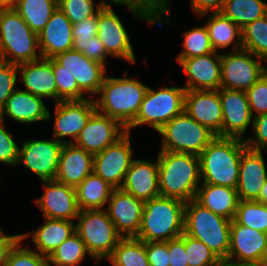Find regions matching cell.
<instances>
[{
	"mask_svg": "<svg viewBox=\"0 0 267 266\" xmlns=\"http://www.w3.org/2000/svg\"><path fill=\"white\" fill-rule=\"evenodd\" d=\"M146 20L147 23L153 22L163 24V16L168 20L169 0H127Z\"/></svg>",
	"mask_w": 267,
	"mask_h": 266,
	"instance_id": "44",
	"label": "cell"
},
{
	"mask_svg": "<svg viewBox=\"0 0 267 266\" xmlns=\"http://www.w3.org/2000/svg\"><path fill=\"white\" fill-rule=\"evenodd\" d=\"M17 65L7 62L0 64V111L4 107L6 100L16 90Z\"/></svg>",
	"mask_w": 267,
	"mask_h": 266,
	"instance_id": "47",
	"label": "cell"
},
{
	"mask_svg": "<svg viewBox=\"0 0 267 266\" xmlns=\"http://www.w3.org/2000/svg\"><path fill=\"white\" fill-rule=\"evenodd\" d=\"M73 50L79 51L85 55L86 58L99 62L105 65V59L108 53L105 50L104 44L100 41L98 36H94L87 42H73Z\"/></svg>",
	"mask_w": 267,
	"mask_h": 266,
	"instance_id": "48",
	"label": "cell"
},
{
	"mask_svg": "<svg viewBox=\"0 0 267 266\" xmlns=\"http://www.w3.org/2000/svg\"><path fill=\"white\" fill-rule=\"evenodd\" d=\"M266 256L267 233L238 224L233 219L230 228L227 266L264 263Z\"/></svg>",
	"mask_w": 267,
	"mask_h": 266,
	"instance_id": "11",
	"label": "cell"
},
{
	"mask_svg": "<svg viewBox=\"0 0 267 266\" xmlns=\"http://www.w3.org/2000/svg\"><path fill=\"white\" fill-rule=\"evenodd\" d=\"M111 2H113V4L116 5H125L127 6V8L129 9L130 13L134 16L137 17L139 20H145L147 21L127 0H110Z\"/></svg>",
	"mask_w": 267,
	"mask_h": 266,
	"instance_id": "55",
	"label": "cell"
},
{
	"mask_svg": "<svg viewBox=\"0 0 267 266\" xmlns=\"http://www.w3.org/2000/svg\"><path fill=\"white\" fill-rule=\"evenodd\" d=\"M86 253L85 243L75 232L64 240L48 257L49 263L54 266H76L82 262Z\"/></svg>",
	"mask_w": 267,
	"mask_h": 266,
	"instance_id": "36",
	"label": "cell"
},
{
	"mask_svg": "<svg viewBox=\"0 0 267 266\" xmlns=\"http://www.w3.org/2000/svg\"><path fill=\"white\" fill-rule=\"evenodd\" d=\"M267 180V170L262 151L246 149L240 160L239 179L236 186L239 200L258 201L259 193Z\"/></svg>",
	"mask_w": 267,
	"mask_h": 266,
	"instance_id": "26",
	"label": "cell"
},
{
	"mask_svg": "<svg viewBox=\"0 0 267 266\" xmlns=\"http://www.w3.org/2000/svg\"><path fill=\"white\" fill-rule=\"evenodd\" d=\"M246 95L253 118L267 113V72L246 91Z\"/></svg>",
	"mask_w": 267,
	"mask_h": 266,
	"instance_id": "45",
	"label": "cell"
},
{
	"mask_svg": "<svg viewBox=\"0 0 267 266\" xmlns=\"http://www.w3.org/2000/svg\"><path fill=\"white\" fill-rule=\"evenodd\" d=\"M98 15L73 24V42H87L97 35Z\"/></svg>",
	"mask_w": 267,
	"mask_h": 266,
	"instance_id": "51",
	"label": "cell"
},
{
	"mask_svg": "<svg viewBox=\"0 0 267 266\" xmlns=\"http://www.w3.org/2000/svg\"><path fill=\"white\" fill-rule=\"evenodd\" d=\"M52 70L56 80V103L60 101L83 100L88 97L79 89L72 74L51 58Z\"/></svg>",
	"mask_w": 267,
	"mask_h": 266,
	"instance_id": "41",
	"label": "cell"
},
{
	"mask_svg": "<svg viewBox=\"0 0 267 266\" xmlns=\"http://www.w3.org/2000/svg\"><path fill=\"white\" fill-rule=\"evenodd\" d=\"M234 220L238 224L267 233V205L259 201L239 200Z\"/></svg>",
	"mask_w": 267,
	"mask_h": 266,
	"instance_id": "38",
	"label": "cell"
},
{
	"mask_svg": "<svg viewBox=\"0 0 267 266\" xmlns=\"http://www.w3.org/2000/svg\"><path fill=\"white\" fill-rule=\"evenodd\" d=\"M224 2L225 0H191V8L201 18L210 11L211 13L221 12Z\"/></svg>",
	"mask_w": 267,
	"mask_h": 266,
	"instance_id": "53",
	"label": "cell"
},
{
	"mask_svg": "<svg viewBox=\"0 0 267 266\" xmlns=\"http://www.w3.org/2000/svg\"><path fill=\"white\" fill-rule=\"evenodd\" d=\"M187 75L186 90H218L221 88V54L217 51L177 60Z\"/></svg>",
	"mask_w": 267,
	"mask_h": 266,
	"instance_id": "21",
	"label": "cell"
},
{
	"mask_svg": "<svg viewBox=\"0 0 267 266\" xmlns=\"http://www.w3.org/2000/svg\"><path fill=\"white\" fill-rule=\"evenodd\" d=\"M184 111L216 136L222 137L223 111L218 90H186Z\"/></svg>",
	"mask_w": 267,
	"mask_h": 266,
	"instance_id": "19",
	"label": "cell"
},
{
	"mask_svg": "<svg viewBox=\"0 0 267 266\" xmlns=\"http://www.w3.org/2000/svg\"><path fill=\"white\" fill-rule=\"evenodd\" d=\"M57 6L72 24L97 16L100 9H112L104 0L97 3V9L94 7L93 0H57Z\"/></svg>",
	"mask_w": 267,
	"mask_h": 266,
	"instance_id": "40",
	"label": "cell"
},
{
	"mask_svg": "<svg viewBox=\"0 0 267 266\" xmlns=\"http://www.w3.org/2000/svg\"><path fill=\"white\" fill-rule=\"evenodd\" d=\"M75 190L79 210H96L106 205L114 188L93 172Z\"/></svg>",
	"mask_w": 267,
	"mask_h": 266,
	"instance_id": "31",
	"label": "cell"
},
{
	"mask_svg": "<svg viewBox=\"0 0 267 266\" xmlns=\"http://www.w3.org/2000/svg\"><path fill=\"white\" fill-rule=\"evenodd\" d=\"M258 201L264 205H267V180L259 193Z\"/></svg>",
	"mask_w": 267,
	"mask_h": 266,
	"instance_id": "56",
	"label": "cell"
},
{
	"mask_svg": "<svg viewBox=\"0 0 267 266\" xmlns=\"http://www.w3.org/2000/svg\"><path fill=\"white\" fill-rule=\"evenodd\" d=\"M126 133L117 120L96 111L77 137L76 144L92 155H96L114 144Z\"/></svg>",
	"mask_w": 267,
	"mask_h": 266,
	"instance_id": "15",
	"label": "cell"
},
{
	"mask_svg": "<svg viewBox=\"0 0 267 266\" xmlns=\"http://www.w3.org/2000/svg\"><path fill=\"white\" fill-rule=\"evenodd\" d=\"M20 238L10 249L5 266H52L48 257L39 254L36 250L21 248Z\"/></svg>",
	"mask_w": 267,
	"mask_h": 266,
	"instance_id": "43",
	"label": "cell"
},
{
	"mask_svg": "<svg viewBox=\"0 0 267 266\" xmlns=\"http://www.w3.org/2000/svg\"><path fill=\"white\" fill-rule=\"evenodd\" d=\"M157 160L160 196L179 199L185 203L195 199L201 185L199 156L160 151Z\"/></svg>",
	"mask_w": 267,
	"mask_h": 266,
	"instance_id": "1",
	"label": "cell"
},
{
	"mask_svg": "<svg viewBox=\"0 0 267 266\" xmlns=\"http://www.w3.org/2000/svg\"><path fill=\"white\" fill-rule=\"evenodd\" d=\"M6 129L4 120L0 119V162L16 166L19 157V147Z\"/></svg>",
	"mask_w": 267,
	"mask_h": 266,
	"instance_id": "46",
	"label": "cell"
},
{
	"mask_svg": "<svg viewBox=\"0 0 267 266\" xmlns=\"http://www.w3.org/2000/svg\"><path fill=\"white\" fill-rule=\"evenodd\" d=\"M132 154L130 133L126 132L114 144L94 155L93 172L114 189L121 188L134 160Z\"/></svg>",
	"mask_w": 267,
	"mask_h": 266,
	"instance_id": "12",
	"label": "cell"
},
{
	"mask_svg": "<svg viewBox=\"0 0 267 266\" xmlns=\"http://www.w3.org/2000/svg\"><path fill=\"white\" fill-rule=\"evenodd\" d=\"M97 36L110 56L135 63L136 58L123 23L113 9L98 11Z\"/></svg>",
	"mask_w": 267,
	"mask_h": 266,
	"instance_id": "20",
	"label": "cell"
},
{
	"mask_svg": "<svg viewBox=\"0 0 267 266\" xmlns=\"http://www.w3.org/2000/svg\"><path fill=\"white\" fill-rule=\"evenodd\" d=\"M232 220L203 207L195 199L185 203L184 234L203 242L227 266Z\"/></svg>",
	"mask_w": 267,
	"mask_h": 266,
	"instance_id": "5",
	"label": "cell"
},
{
	"mask_svg": "<svg viewBox=\"0 0 267 266\" xmlns=\"http://www.w3.org/2000/svg\"><path fill=\"white\" fill-rule=\"evenodd\" d=\"M183 35L184 42L182 44L184 49L176 60L189 59L214 52L205 24L202 27H194L184 32Z\"/></svg>",
	"mask_w": 267,
	"mask_h": 266,
	"instance_id": "39",
	"label": "cell"
},
{
	"mask_svg": "<svg viewBox=\"0 0 267 266\" xmlns=\"http://www.w3.org/2000/svg\"><path fill=\"white\" fill-rule=\"evenodd\" d=\"M185 202L158 196L144 204L136 238L144 242H166L184 233Z\"/></svg>",
	"mask_w": 267,
	"mask_h": 266,
	"instance_id": "4",
	"label": "cell"
},
{
	"mask_svg": "<svg viewBox=\"0 0 267 266\" xmlns=\"http://www.w3.org/2000/svg\"><path fill=\"white\" fill-rule=\"evenodd\" d=\"M17 0H0V8H13Z\"/></svg>",
	"mask_w": 267,
	"mask_h": 266,
	"instance_id": "57",
	"label": "cell"
},
{
	"mask_svg": "<svg viewBox=\"0 0 267 266\" xmlns=\"http://www.w3.org/2000/svg\"><path fill=\"white\" fill-rule=\"evenodd\" d=\"M246 149L244 139L216 136L199 155L202 184L236 189L241 155Z\"/></svg>",
	"mask_w": 267,
	"mask_h": 266,
	"instance_id": "2",
	"label": "cell"
},
{
	"mask_svg": "<svg viewBox=\"0 0 267 266\" xmlns=\"http://www.w3.org/2000/svg\"><path fill=\"white\" fill-rule=\"evenodd\" d=\"M107 213L122 237H136L141 225L145 202L121 188L111 193Z\"/></svg>",
	"mask_w": 267,
	"mask_h": 266,
	"instance_id": "17",
	"label": "cell"
},
{
	"mask_svg": "<svg viewBox=\"0 0 267 266\" xmlns=\"http://www.w3.org/2000/svg\"><path fill=\"white\" fill-rule=\"evenodd\" d=\"M255 137L245 140L246 147L255 151H267V113L253 118Z\"/></svg>",
	"mask_w": 267,
	"mask_h": 266,
	"instance_id": "49",
	"label": "cell"
},
{
	"mask_svg": "<svg viewBox=\"0 0 267 266\" xmlns=\"http://www.w3.org/2000/svg\"><path fill=\"white\" fill-rule=\"evenodd\" d=\"M186 89L182 87H162L155 91L148 88L134 122L126 129L148 124L157 132L173 117L184 111Z\"/></svg>",
	"mask_w": 267,
	"mask_h": 266,
	"instance_id": "9",
	"label": "cell"
},
{
	"mask_svg": "<svg viewBox=\"0 0 267 266\" xmlns=\"http://www.w3.org/2000/svg\"><path fill=\"white\" fill-rule=\"evenodd\" d=\"M146 253L150 266H169L168 241L146 242Z\"/></svg>",
	"mask_w": 267,
	"mask_h": 266,
	"instance_id": "50",
	"label": "cell"
},
{
	"mask_svg": "<svg viewBox=\"0 0 267 266\" xmlns=\"http://www.w3.org/2000/svg\"><path fill=\"white\" fill-rule=\"evenodd\" d=\"M45 223L33 233L20 234L21 239L31 237L36 245V251L49 257V255L67 238L75 233V222L63 219H50L45 217Z\"/></svg>",
	"mask_w": 267,
	"mask_h": 266,
	"instance_id": "29",
	"label": "cell"
},
{
	"mask_svg": "<svg viewBox=\"0 0 267 266\" xmlns=\"http://www.w3.org/2000/svg\"><path fill=\"white\" fill-rule=\"evenodd\" d=\"M169 266H189L185 252V234L168 241Z\"/></svg>",
	"mask_w": 267,
	"mask_h": 266,
	"instance_id": "52",
	"label": "cell"
},
{
	"mask_svg": "<svg viewBox=\"0 0 267 266\" xmlns=\"http://www.w3.org/2000/svg\"><path fill=\"white\" fill-rule=\"evenodd\" d=\"M73 24L65 14L57 8L41 33L38 34L39 54L50 59L56 55L71 50Z\"/></svg>",
	"mask_w": 267,
	"mask_h": 266,
	"instance_id": "23",
	"label": "cell"
},
{
	"mask_svg": "<svg viewBox=\"0 0 267 266\" xmlns=\"http://www.w3.org/2000/svg\"><path fill=\"white\" fill-rule=\"evenodd\" d=\"M148 86L136 79L105 77L95 100L97 111L128 128L135 120Z\"/></svg>",
	"mask_w": 267,
	"mask_h": 266,
	"instance_id": "3",
	"label": "cell"
},
{
	"mask_svg": "<svg viewBox=\"0 0 267 266\" xmlns=\"http://www.w3.org/2000/svg\"><path fill=\"white\" fill-rule=\"evenodd\" d=\"M242 49L267 61V14L242 30Z\"/></svg>",
	"mask_w": 267,
	"mask_h": 266,
	"instance_id": "37",
	"label": "cell"
},
{
	"mask_svg": "<svg viewBox=\"0 0 267 266\" xmlns=\"http://www.w3.org/2000/svg\"><path fill=\"white\" fill-rule=\"evenodd\" d=\"M218 93L223 111L222 137L244 139L247 128L253 125L246 92L220 88Z\"/></svg>",
	"mask_w": 267,
	"mask_h": 266,
	"instance_id": "18",
	"label": "cell"
},
{
	"mask_svg": "<svg viewBox=\"0 0 267 266\" xmlns=\"http://www.w3.org/2000/svg\"><path fill=\"white\" fill-rule=\"evenodd\" d=\"M158 132L163 137L160 151L197 156L216 137L212 131L195 121L185 111L173 117Z\"/></svg>",
	"mask_w": 267,
	"mask_h": 266,
	"instance_id": "8",
	"label": "cell"
},
{
	"mask_svg": "<svg viewBox=\"0 0 267 266\" xmlns=\"http://www.w3.org/2000/svg\"><path fill=\"white\" fill-rule=\"evenodd\" d=\"M75 232L85 243L89 255L97 259L109 258L122 236L116 231L106 209L79 210Z\"/></svg>",
	"mask_w": 267,
	"mask_h": 266,
	"instance_id": "7",
	"label": "cell"
},
{
	"mask_svg": "<svg viewBox=\"0 0 267 266\" xmlns=\"http://www.w3.org/2000/svg\"><path fill=\"white\" fill-rule=\"evenodd\" d=\"M20 238V234L8 236L0 230V266H5L10 249Z\"/></svg>",
	"mask_w": 267,
	"mask_h": 266,
	"instance_id": "54",
	"label": "cell"
},
{
	"mask_svg": "<svg viewBox=\"0 0 267 266\" xmlns=\"http://www.w3.org/2000/svg\"><path fill=\"white\" fill-rule=\"evenodd\" d=\"M263 0H225L221 13L241 29L267 14Z\"/></svg>",
	"mask_w": 267,
	"mask_h": 266,
	"instance_id": "34",
	"label": "cell"
},
{
	"mask_svg": "<svg viewBox=\"0 0 267 266\" xmlns=\"http://www.w3.org/2000/svg\"><path fill=\"white\" fill-rule=\"evenodd\" d=\"M0 46L4 62L13 65L42 58L37 53L38 34L31 30L13 8H0Z\"/></svg>",
	"mask_w": 267,
	"mask_h": 266,
	"instance_id": "6",
	"label": "cell"
},
{
	"mask_svg": "<svg viewBox=\"0 0 267 266\" xmlns=\"http://www.w3.org/2000/svg\"><path fill=\"white\" fill-rule=\"evenodd\" d=\"M94 155L73 143H64L60 151L55 180L76 188L93 173Z\"/></svg>",
	"mask_w": 267,
	"mask_h": 266,
	"instance_id": "25",
	"label": "cell"
},
{
	"mask_svg": "<svg viewBox=\"0 0 267 266\" xmlns=\"http://www.w3.org/2000/svg\"><path fill=\"white\" fill-rule=\"evenodd\" d=\"M214 51L227 48L237 38L233 51L242 49V29L221 12L212 13L205 23Z\"/></svg>",
	"mask_w": 267,
	"mask_h": 266,
	"instance_id": "32",
	"label": "cell"
},
{
	"mask_svg": "<svg viewBox=\"0 0 267 266\" xmlns=\"http://www.w3.org/2000/svg\"><path fill=\"white\" fill-rule=\"evenodd\" d=\"M21 70V71H20ZM21 79L27 91L42 98H53L56 103V80L51 65V58L17 65Z\"/></svg>",
	"mask_w": 267,
	"mask_h": 266,
	"instance_id": "28",
	"label": "cell"
},
{
	"mask_svg": "<svg viewBox=\"0 0 267 266\" xmlns=\"http://www.w3.org/2000/svg\"><path fill=\"white\" fill-rule=\"evenodd\" d=\"M201 185L195 200L213 213L233 220L239 203L237 190L214 184Z\"/></svg>",
	"mask_w": 267,
	"mask_h": 266,
	"instance_id": "30",
	"label": "cell"
},
{
	"mask_svg": "<svg viewBox=\"0 0 267 266\" xmlns=\"http://www.w3.org/2000/svg\"><path fill=\"white\" fill-rule=\"evenodd\" d=\"M43 98L24 90H15L6 100L0 111V119L4 120V114L20 123H35L49 120L51 113L43 103Z\"/></svg>",
	"mask_w": 267,
	"mask_h": 266,
	"instance_id": "27",
	"label": "cell"
},
{
	"mask_svg": "<svg viewBox=\"0 0 267 266\" xmlns=\"http://www.w3.org/2000/svg\"><path fill=\"white\" fill-rule=\"evenodd\" d=\"M96 111L95 99L86 98L55 103L53 138L62 143H73L72 140H63V137L70 136L76 140Z\"/></svg>",
	"mask_w": 267,
	"mask_h": 266,
	"instance_id": "14",
	"label": "cell"
},
{
	"mask_svg": "<svg viewBox=\"0 0 267 266\" xmlns=\"http://www.w3.org/2000/svg\"><path fill=\"white\" fill-rule=\"evenodd\" d=\"M57 8V0H17L13 7L37 34L41 33Z\"/></svg>",
	"mask_w": 267,
	"mask_h": 266,
	"instance_id": "33",
	"label": "cell"
},
{
	"mask_svg": "<svg viewBox=\"0 0 267 266\" xmlns=\"http://www.w3.org/2000/svg\"><path fill=\"white\" fill-rule=\"evenodd\" d=\"M45 192L36 204L43 212V216L50 219L70 220L76 219L79 213L76 190L72 186L56 180L42 181Z\"/></svg>",
	"mask_w": 267,
	"mask_h": 266,
	"instance_id": "22",
	"label": "cell"
},
{
	"mask_svg": "<svg viewBox=\"0 0 267 266\" xmlns=\"http://www.w3.org/2000/svg\"><path fill=\"white\" fill-rule=\"evenodd\" d=\"M53 59L73 75L83 93L98 95L106 77V65L88 59L83 53L73 49L60 53Z\"/></svg>",
	"mask_w": 267,
	"mask_h": 266,
	"instance_id": "16",
	"label": "cell"
},
{
	"mask_svg": "<svg viewBox=\"0 0 267 266\" xmlns=\"http://www.w3.org/2000/svg\"><path fill=\"white\" fill-rule=\"evenodd\" d=\"M237 266H267V263H252V264H241Z\"/></svg>",
	"mask_w": 267,
	"mask_h": 266,
	"instance_id": "58",
	"label": "cell"
},
{
	"mask_svg": "<svg viewBox=\"0 0 267 266\" xmlns=\"http://www.w3.org/2000/svg\"><path fill=\"white\" fill-rule=\"evenodd\" d=\"M158 160L134 159L126 172L121 189L144 202L160 196Z\"/></svg>",
	"mask_w": 267,
	"mask_h": 266,
	"instance_id": "24",
	"label": "cell"
},
{
	"mask_svg": "<svg viewBox=\"0 0 267 266\" xmlns=\"http://www.w3.org/2000/svg\"><path fill=\"white\" fill-rule=\"evenodd\" d=\"M63 144L53 137L49 140H26L19 149L17 165L23 164L42 181L55 180Z\"/></svg>",
	"mask_w": 267,
	"mask_h": 266,
	"instance_id": "13",
	"label": "cell"
},
{
	"mask_svg": "<svg viewBox=\"0 0 267 266\" xmlns=\"http://www.w3.org/2000/svg\"><path fill=\"white\" fill-rule=\"evenodd\" d=\"M185 252L189 266H225L203 242L185 234Z\"/></svg>",
	"mask_w": 267,
	"mask_h": 266,
	"instance_id": "42",
	"label": "cell"
},
{
	"mask_svg": "<svg viewBox=\"0 0 267 266\" xmlns=\"http://www.w3.org/2000/svg\"><path fill=\"white\" fill-rule=\"evenodd\" d=\"M263 61L244 49L221 54V88L246 92L267 72Z\"/></svg>",
	"mask_w": 267,
	"mask_h": 266,
	"instance_id": "10",
	"label": "cell"
},
{
	"mask_svg": "<svg viewBox=\"0 0 267 266\" xmlns=\"http://www.w3.org/2000/svg\"><path fill=\"white\" fill-rule=\"evenodd\" d=\"M4 62L1 46H0V64Z\"/></svg>",
	"mask_w": 267,
	"mask_h": 266,
	"instance_id": "59",
	"label": "cell"
},
{
	"mask_svg": "<svg viewBox=\"0 0 267 266\" xmlns=\"http://www.w3.org/2000/svg\"><path fill=\"white\" fill-rule=\"evenodd\" d=\"M108 260L113 266H150L146 242L136 237H122Z\"/></svg>",
	"mask_w": 267,
	"mask_h": 266,
	"instance_id": "35",
	"label": "cell"
}]
</instances>
